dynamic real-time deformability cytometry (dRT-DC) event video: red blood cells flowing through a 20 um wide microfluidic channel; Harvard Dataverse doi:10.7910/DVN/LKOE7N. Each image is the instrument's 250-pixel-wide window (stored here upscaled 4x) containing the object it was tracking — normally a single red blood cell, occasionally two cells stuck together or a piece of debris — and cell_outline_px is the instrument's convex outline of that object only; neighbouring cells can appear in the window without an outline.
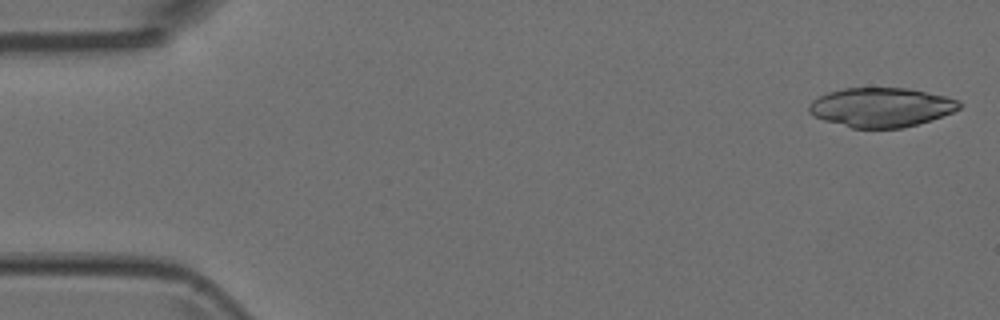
{"species": "Egyptian fruit bat (a non-hibernating species)", "species_latin": "Rousettus aegyptiacus", "temperature_condition": "room temperature", "stored_images_in_passage": 4, "camera_frame_rate_fps": 3000, "um_per_image_px": 0.085, "animal": {"sex": "female"}, "frame": {"image": 1, "passage_image": 1, "time_ms": 0.0, "image_size_px": [1000, 320], "cell_outline_px": [[964, 104], [960, 108], [952, 112], [916, 124], [900, 128], [852, 128], [824, 120], [812, 116], [808, 112], [808, 108], [812, 100], [828, 92], [844, 88], [908, 88], [944, 96], [960, 100]], "centroid_in_image_um": [74.88, 9.11], "position_along_channel_um": 10.1, "area_um2": 34.28}}